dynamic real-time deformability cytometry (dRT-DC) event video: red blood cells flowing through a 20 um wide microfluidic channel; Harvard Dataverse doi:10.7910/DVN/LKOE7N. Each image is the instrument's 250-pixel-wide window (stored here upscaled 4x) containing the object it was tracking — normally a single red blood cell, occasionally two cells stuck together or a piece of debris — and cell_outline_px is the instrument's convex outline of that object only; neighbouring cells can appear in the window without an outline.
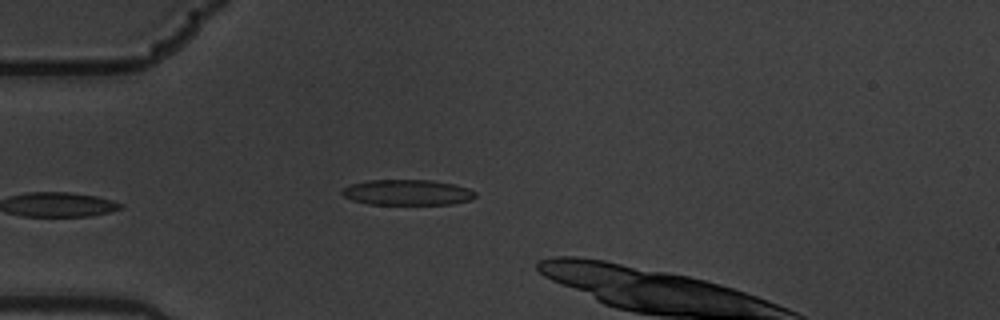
{"species": "common noctule bat (a hibernating species)", "species_latin": "Nyctalus noctula", "temperature_condition": "warm", "stored_images_in_passage": 10, "camera_frame_rate_fps": 3000, "um_per_image_px": 0.085, "animal": {"sex": "male", "body_mass_g": 19.5, "forearm_length_mm": 54.6}, "frame": {"image": 1, "passage_image": 7, "time_ms": 2.0, "image_size_px": [1000, 320], "cell_outline_px": [[476, 196], [472, 200], [452, 204], [368, 204], [352, 200], [344, 196], [340, 192], [344, 188], [352, 184], [368, 180], [432, 180], [452, 184], [468, 188], [476, 192]], "centroid_in_image_um": [34.64, 16.36], "position_along_channel_um": 50.4, "area_um2": 19.83}}